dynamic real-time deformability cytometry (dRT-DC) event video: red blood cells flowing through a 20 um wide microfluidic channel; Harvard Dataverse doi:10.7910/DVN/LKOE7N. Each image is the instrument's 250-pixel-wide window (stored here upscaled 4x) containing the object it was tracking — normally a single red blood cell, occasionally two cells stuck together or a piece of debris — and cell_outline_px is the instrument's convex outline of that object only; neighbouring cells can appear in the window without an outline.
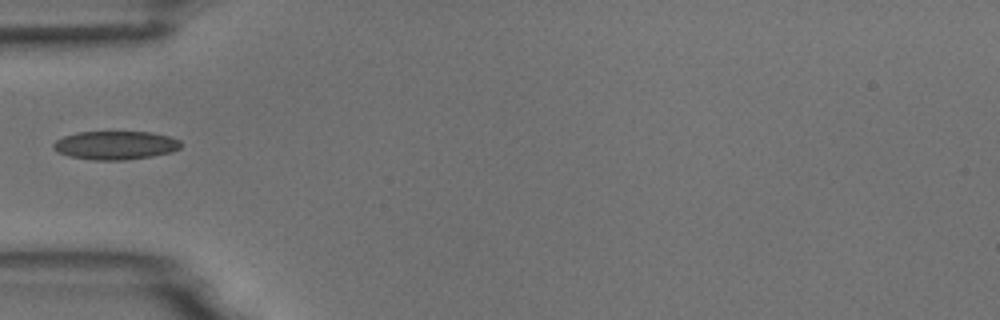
{"species": "common noctule bat (a hibernating species)", "species_latin": "Nyctalus noctula", "temperature_condition": "room temperature", "stored_images_in_passage": 1, "camera_frame_rate_fps": 3000, "um_per_image_px": 0.085, "animal": {"sex": "male", "body_mass_g": 18.8}, "frame": {"image": 1, "passage_image": 1, "time_ms": 0.0, "image_size_px": [1000, 320], "cell_outline_px": [[180, 148], [172, 152], [152, 156], [124, 160], [92, 160], [72, 156], [56, 152], [52, 148], [52, 144], [56, 140], [64, 136], [76, 132], [152, 132], [168, 136], [180, 140]], "centroid_in_image_um": [9.79, 12.34], "position_along_channel_um": 75.2, "area_um2": 21.21}}